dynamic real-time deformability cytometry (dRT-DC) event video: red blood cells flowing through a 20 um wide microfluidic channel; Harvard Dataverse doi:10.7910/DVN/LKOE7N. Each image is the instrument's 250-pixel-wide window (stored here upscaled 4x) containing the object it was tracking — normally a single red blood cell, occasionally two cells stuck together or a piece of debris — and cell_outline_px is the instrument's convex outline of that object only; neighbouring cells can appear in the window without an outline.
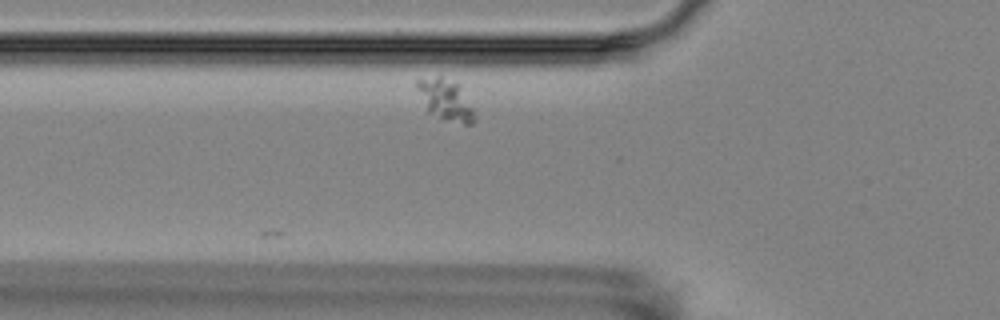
{"species": "Egyptian fruit bat (a non-hibernating species)", "species_latin": "Rousettus aegyptiacus", "temperature_condition": "room temperature", "stored_images_in_passage": 10, "camera_frame_rate_fps": 3000, "um_per_image_px": 0.085, "animal": {"sex": "female"}, "frame": {"image": 1, "passage_image": 7, "time_ms": 7.333, "image_size_px": [1000, 320], "cell_outline_px": [[476, 120], [472, 124], [464, 124], [440, 120], [428, 112], [416, 84], [416, 80], [436, 76], [440, 76], [460, 84], [476, 116]], "centroid_in_image_um": [37.91, 8.52], "position_along_channel_um": 87.9, "area_um2": 13.81}}